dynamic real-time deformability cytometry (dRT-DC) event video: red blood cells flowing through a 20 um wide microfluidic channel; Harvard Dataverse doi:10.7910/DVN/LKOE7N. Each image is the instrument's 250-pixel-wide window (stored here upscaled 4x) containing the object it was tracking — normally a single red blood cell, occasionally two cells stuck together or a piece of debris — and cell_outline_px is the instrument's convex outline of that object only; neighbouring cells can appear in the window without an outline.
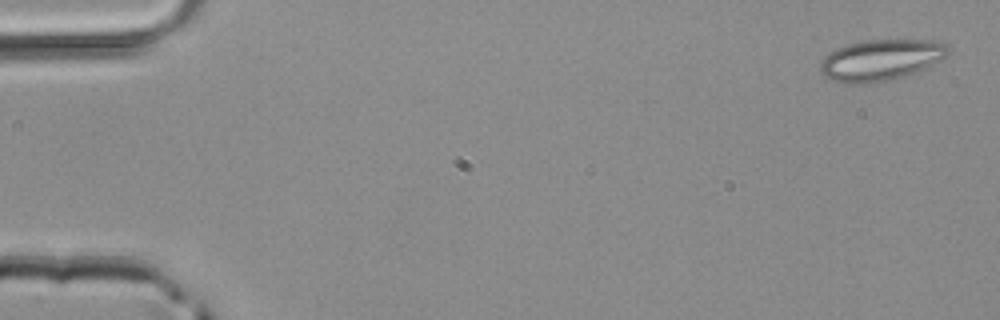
{"species": "common noctule bat (a hibernating species)", "species_latin": "Nyctalus noctula", "temperature_condition": "room temperature", "stored_images_in_passage": 4, "camera_frame_rate_fps": 3000, "um_per_image_px": 0.085, "animal": {"sex": "male", "body_mass_g": 20.4}, "frame": {"image": 1, "passage_image": 1, "time_ms": 0.0, "image_size_px": [1000, 320], "cell_outline_px": [[948, 56], [924, 68], [904, 76], [888, 80], [860, 84], [848, 84], [832, 80], [824, 76], [820, 72], [820, 64], [824, 56], [828, 52], [836, 48], [848, 44], [864, 40], [928, 40], [944, 44], [948, 48]], "centroid_in_image_um": [74.81, 5.1], "position_along_channel_um": 10.2, "area_um2": 30.46}}
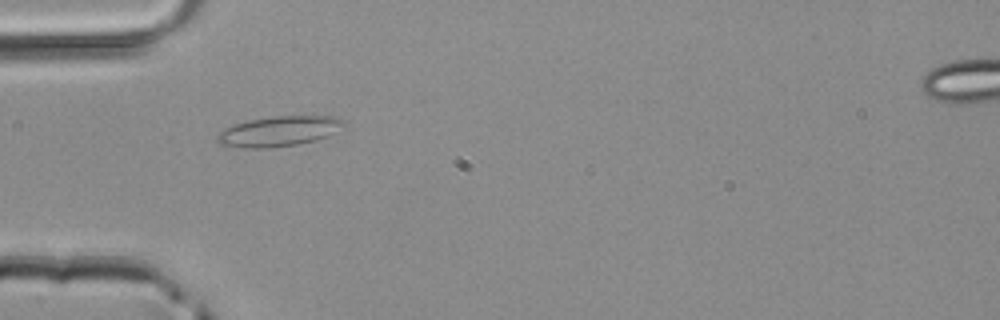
{"frame": {"image": 2, "passage_image": 4, "time_ms": 1.0, "image_size_px": [1000, 320], "cell_outline_px": [[348, 124], [328, 136], [316, 140], [296, 144], [268, 148], [244, 148], [220, 144], [216, 140], [216, 136], [220, 132], [236, 124], [248, 120], [272, 116], [332, 116], [348, 120]], "centroid_in_image_um": [23.77, 11.15], "position_along_channel_um": 61.2, "area_um2": 22.25}}